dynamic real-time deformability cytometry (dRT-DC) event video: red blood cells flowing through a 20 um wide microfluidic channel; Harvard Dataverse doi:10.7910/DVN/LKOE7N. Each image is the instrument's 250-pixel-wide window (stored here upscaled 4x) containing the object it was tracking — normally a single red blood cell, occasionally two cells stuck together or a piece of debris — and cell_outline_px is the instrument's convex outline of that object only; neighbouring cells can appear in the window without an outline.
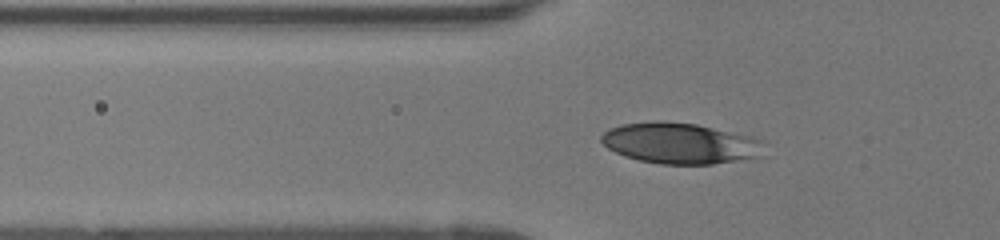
{"species": "human", "species_latin": "Homo sapiens", "temperature_condition": "room temperature", "stored_images_in_passage": 36, "camera_frame_rate_fps": 3000, "um_per_image_px": 0.085, "donor": {"sex": "female"}, "frame": {"image": 1, "passage_image": 3, "time_ms": 0.667, "image_size_px": [1000, 240], "cell_outline_px": [[764, 140], [760, 156], [712, 164], [660, 164], [640, 160], [624, 156], [608, 148], [600, 140], [600, 136], [608, 128], [624, 124], [652, 120], [664, 120], [696, 124], [752, 136]], "centroid_in_image_um": [57.78, 12.16], "position_along_channel_um": 68.0, "area_um2": 38.9}}
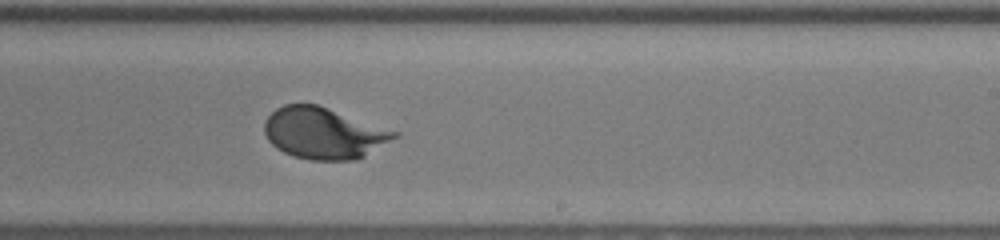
{"frame": {"image": 2, "passage_image": 18, "time_ms": 5.667, "image_size_px": [1000, 240], "cell_outline_px": [[400, 136], [364, 156], [356, 160], [312, 160], [296, 156], [284, 152], [276, 148], [268, 140], [264, 132], [264, 120], [276, 108], [284, 104], [316, 104], [400, 132]], "centroid_in_image_um": [27.52, 11.32], "position_along_channel_um": 261.5, "area_um2": 38.84}}
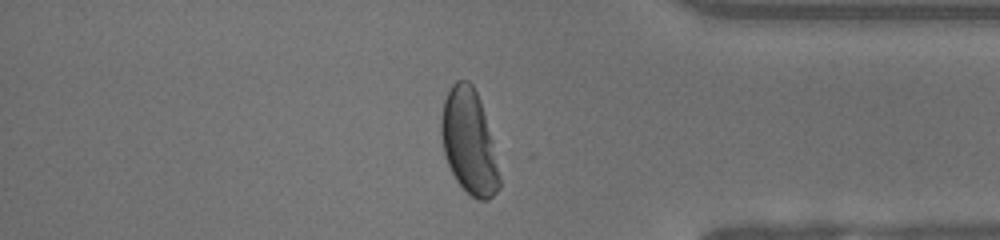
{"frame": {"image": 3, "passage_image": 29, "time_ms": 9.333, "image_size_px": [1000, 240], "cell_outline_px": [[500, 188], [488, 200], [476, 200], [456, 180], [444, 156], [440, 132], [440, 120], [444, 100], [452, 84], [456, 80], [468, 80], [472, 84], [476, 92], [484, 116], [500, 176]], "centroid_in_image_um": [39.82, 12.08], "position_along_channel_um": 395.4, "area_um2": 34.74}}